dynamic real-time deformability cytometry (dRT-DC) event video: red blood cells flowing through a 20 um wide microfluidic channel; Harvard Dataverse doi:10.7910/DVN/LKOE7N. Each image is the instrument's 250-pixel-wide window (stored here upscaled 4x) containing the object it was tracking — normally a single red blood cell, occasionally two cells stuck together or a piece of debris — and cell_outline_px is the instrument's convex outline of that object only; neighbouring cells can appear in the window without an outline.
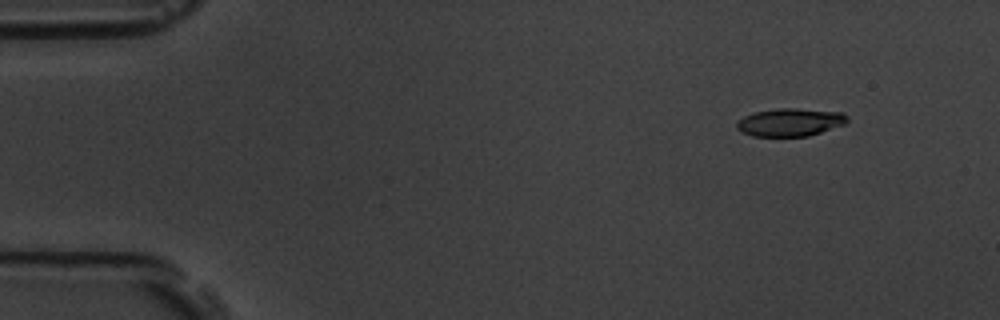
{"species": "common noctule bat (a hibernating species)", "species_latin": "Nyctalus noctula", "temperature_condition": "room temperature", "stored_images_in_passage": 5, "camera_frame_rate_fps": 3000, "um_per_image_px": 0.085, "animal": {"sex": "male", "body_mass_g": 19.5, "forearm_length_mm": 54.6}, "frame": {"image": 1, "passage_image": 2, "time_ms": 0.333, "image_size_px": [1000, 320], "cell_outline_px": [[848, 120], [844, 124], [808, 136], [752, 136], [740, 132], [736, 128], [736, 120], [752, 112], [780, 108], [796, 108], [844, 112], [848, 116]], "centroid_in_image_um": [67.12, 10.38], "position_along_channel_um": 17.9, "area_um2": 18.15}}
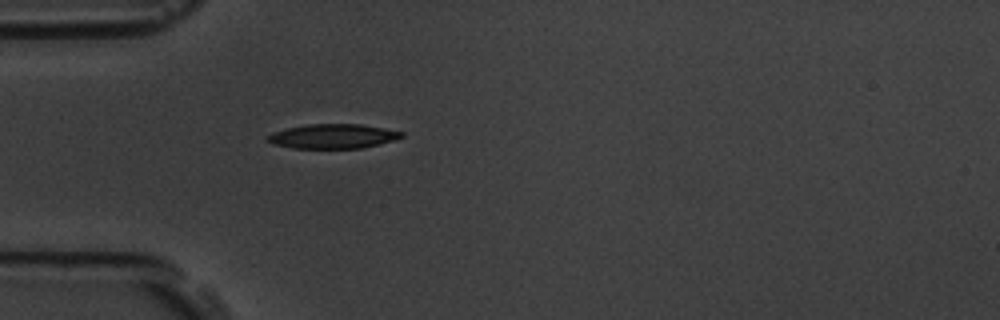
{"frame": {"image": 2, "passage_image": 5, "time_ms": 1.333, "image_size_px": [1000, 320], "cell_outline_px": [[404, 136], [380, 144], [364, 148], [292, 148], [276, 144], [268, 140], [268, 136], [272, 132], [288, 128], [308, 124], [360, 124], [384, 128], [404, 132]], "centroid_in_image_um": [28.34, 11.58], "position_along_channel_um": 56.7, "area_um2": 18.9}}